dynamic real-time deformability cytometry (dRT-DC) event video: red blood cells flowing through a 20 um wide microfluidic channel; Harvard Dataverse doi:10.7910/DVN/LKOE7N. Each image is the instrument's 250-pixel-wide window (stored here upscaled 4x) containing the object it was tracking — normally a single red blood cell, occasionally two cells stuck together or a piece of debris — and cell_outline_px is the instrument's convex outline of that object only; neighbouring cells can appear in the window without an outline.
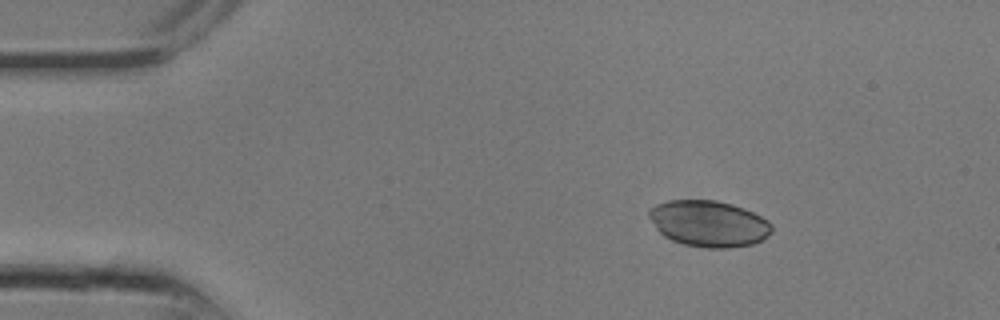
{"species": "common noctule bat (a hibernating species)", "species_latin": "Nyctalus noctula", "temperature_condition": "room temperature", "stored_images_in_passage": 11, "camera_frame_rate_fps": 3000, "um_per_image_px": 0.085, "animal": {"sex": "male", "body_mass_g": 13.3}, "frame": {"image": 1, "passage_image": 4, "time_ms": 1.0, "image_size_px": [1000, 320], "cell_outline_px": [[772, 232], [768, 236], [752, 244], [728, 248], [708, 248], [684, 244], [672, 240], [664, 236], [656, 228], [648, 216], [648, 208], [656, 204], [668, 200], [716, 200], [732, 204], [744, 208], [768, 220], [772, 224]], "centroid_in_image_um": [60.23, 18.99], "position_along_channel_um": 24.8, "area_um2": 33.12}}
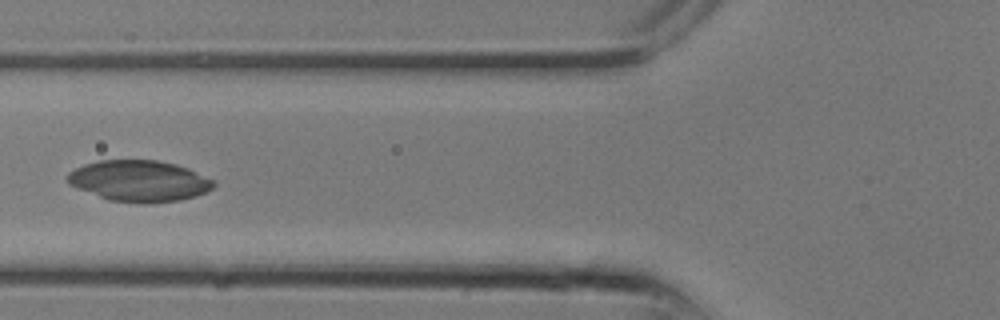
{"frame": {"image": 2, "passage_image": 10, "time_ms": 3.0, "image_size_px": [1000, 320], "cell_outline_px": [[216, 184], [212, 188], [196, 196], [180, 200], [152, 204], [148, 204], [108, 200], [76, 188], [68, 184], [68, 172], [84, 164], [100, 160], [156, 160], [176, 164], [188, 168], [216, 180]], "centroid_in_image_um": [11.85, 15.39], "position_along_channel_um": 113.9, "area_um2": 35.32}}